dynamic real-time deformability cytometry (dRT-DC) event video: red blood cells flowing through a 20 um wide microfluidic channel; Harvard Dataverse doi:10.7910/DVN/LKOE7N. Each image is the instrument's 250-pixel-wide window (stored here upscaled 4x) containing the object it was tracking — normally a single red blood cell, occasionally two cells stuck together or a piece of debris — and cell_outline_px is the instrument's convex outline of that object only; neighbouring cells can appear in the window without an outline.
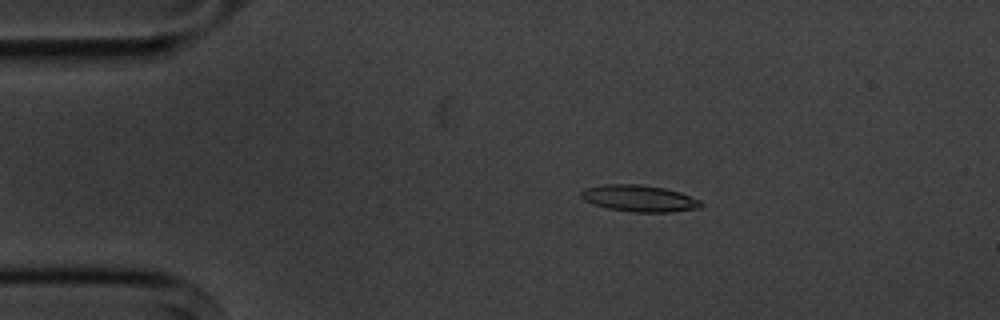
{"species": "common noctule bat (a hibernating species)", "species_latin": "Nyctalus noctula", "temperature_condition": "cold", "stored_images_in_passage": 7, "camera_frame_rate_fps": 3000, "um_per_image_px": 0.085, "animal": {"sex": "male", "body_mass_g": 20.1, "forearm_length_mm": 53.5}, "frame": {"image": 1, "passage_image": 3, "time_ms": 2.333, "image_size_px": [1000, 320], "cell_outline_px": [[704, 204], [700, 208], [672, 212], [632, 212], [608, 208], [592, 204], [584, 200], [580, 196], [580, 192], [584, 188], [604, 184], [640, 184], [664, 188], [680, 192], [700, 200]], "centroid_in_image_um": [54.33, 16.86], "position_along_channel_um": 30.7, "area_um2": 18.73}}
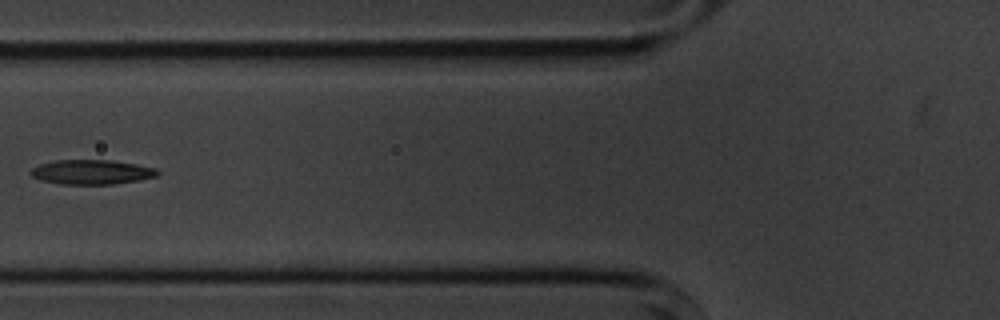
{"frame": {"image": 2, "passage_image": 6, "time_ms": 6.0, "image_size_px": [1000, 320], "cell_outline_px": [[160, 172], [156, 176], [136, 180], [112, 184], [60, 184], [40, 180], [32, 176], [28, 172], [32, 168], [40, 164], [56, 160], [112, 160], [136, 164], [156, 168]], "centroid_in_image_um": [7.75, 14.62], "position_along_channel_um": 118.0, "area_um2": 18.09}}
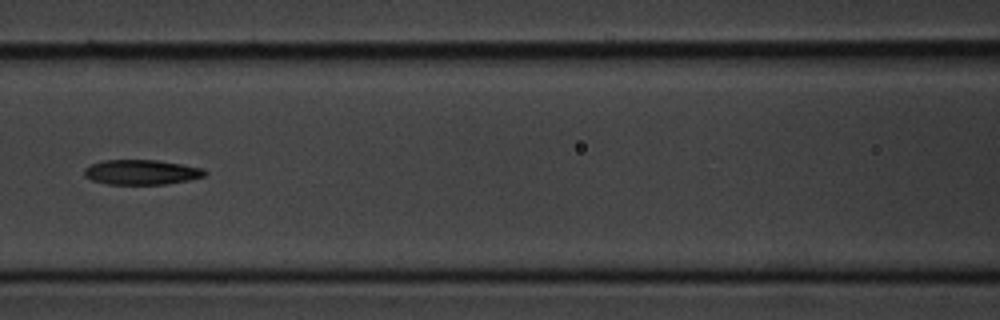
{"frame": {"image": 3, "passage_image": 7, "time_ms": 7.0, "image_size_px": [1000, 320], "cell_outline_px": [[208, 172], [204, 176], [188, 180], [164, 184], [108, 184], [92, 180], [84, 176], [84, 168], [92, 164], [104, 160], [156, 160], [204, 168]], "centroid_in_image_um": [12.02, 14.63], "position_along_channel_um": 154.6, "area_um2": 17.4}}